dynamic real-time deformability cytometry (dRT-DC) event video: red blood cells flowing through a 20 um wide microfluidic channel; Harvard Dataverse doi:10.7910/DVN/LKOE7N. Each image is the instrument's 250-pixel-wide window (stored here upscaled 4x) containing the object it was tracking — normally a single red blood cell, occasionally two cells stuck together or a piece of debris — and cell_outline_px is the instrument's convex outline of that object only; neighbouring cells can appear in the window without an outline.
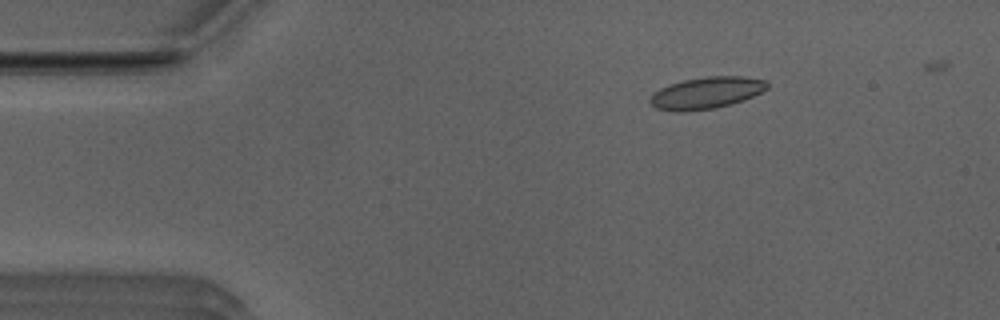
{"species": "Egyptian fruit bat (a non-hibernating species)", "species_latin": "Rousettus aegyptiacus", "temperature_condition": "room temperature", "stored_images_in_passage": 52, "camera_frame_rate_fps": 3000, "um_per_image_px": 0.085, "animal": {"sex": "male"}, "frame": {"image": 1, "passage_image": 8, "time_ms": 2.333, "image_size_px": [1000, 320], "cell_outline_px": [[768, 88], [744, 100], [732, 104], [716, 108], [684, 112], [680, 112], [656, 108], [648, 100], [660, 88], [684, 80], [708, 76], [740, 76], [764, 80], [768, 84]], "centroid_in_image_um": [60.05, 7.9], "position_along_channel_um": 24.9, "area_um2": 21.44}}
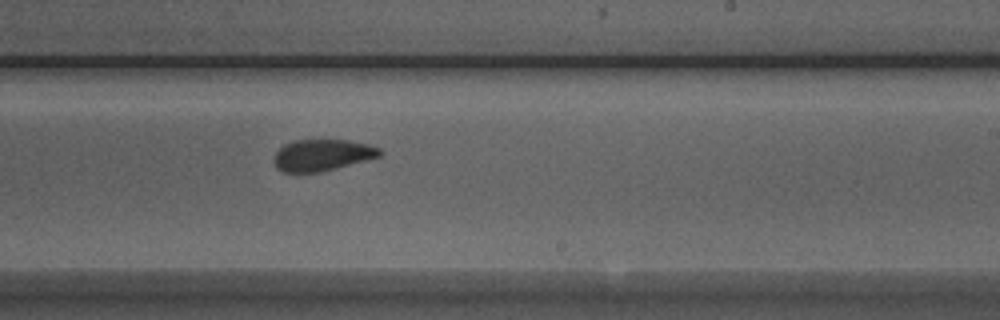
{"frame": {"image": 2, "passage_image": 31, "time_ms": 10.0, "image_size_px": [1000, 320], "cell_outline_px": [[384, 152], [380, 156], [368, 160], [320, 172], [284, 172], [276, 168], [272, 160], [276, 152], [284, 144], [292, 140], [348, 140], [368, 144], [380, 148]], "centroid_in_image_um": [27.39, 13.18], "position_along_channel_um": 261.6, "area_um2": 19.59}}
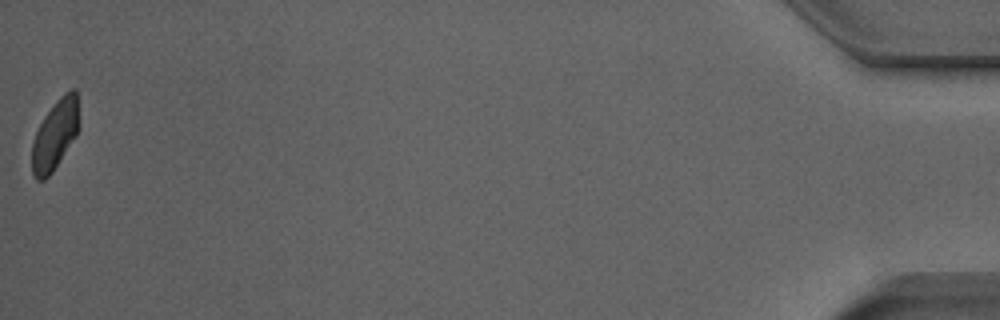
{"frame": {"image": 3, "passage_image": 52, "time_ms": 17.0, "image_size_px": [1000, 320], "cell_outline_px": [[80, 128], [76, 136], [52, 172], [44, 180], [36, 180], [32, 176], [32, 140], [44, 116], [56, 100], [64, 92], [72, 88], [76, 88], [80, 124]], "centroid_in_image_um": [4.7, 11.43], "position_along_channel_um": 430.5, "area_um2": 19.42}, "authors_computed_cell_mechanics": {"area_um2": 20.519, "velocity_mm_per_s": 3.919, "shape_relaxation_time_tau1_ms": 6.0668, "shape_relaxation_time_tau2_ms": 1.1224, "deformation_change_tau1": 0.1329, "deformation_change_tau2": 0.0548}}